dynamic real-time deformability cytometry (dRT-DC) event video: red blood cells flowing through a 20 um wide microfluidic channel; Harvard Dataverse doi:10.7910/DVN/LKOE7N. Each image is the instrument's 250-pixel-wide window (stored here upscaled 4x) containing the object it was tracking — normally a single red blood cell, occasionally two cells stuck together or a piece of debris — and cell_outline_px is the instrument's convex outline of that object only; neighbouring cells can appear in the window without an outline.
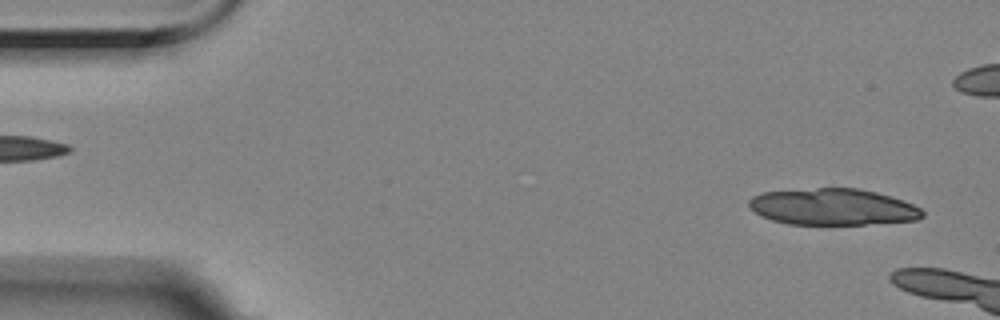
{"species": "Egyptian fruit bat (a non-hibernating species)", "species_latin": "Rousettus aegyptiacus", "temperature_condition": "room temperature", "stored_images_in_passage": 8, "camera_frame_rate_fps": 3000, "um_per_image_px": 0.085, "animal": {"sex": "female"}, "frame": {"image": 1, "passage_image": 2, "time_ms": 0.333, "image_size_px": [1000, 320], "cell_outline_px": [[924, 216], [916, 220], [864, 224], [788, 224], [772, 220], [760, 216], [748, 208], [748, 200], [752, 196], [760, 192], [816, 188], [860, 188], [876, 192], [912, 204], [920, 208], [924, 212]], "centroid_in_image_um": [70.72, 17.58], "position_along_channel_um": 14.3, "area_um2": 36.93}}